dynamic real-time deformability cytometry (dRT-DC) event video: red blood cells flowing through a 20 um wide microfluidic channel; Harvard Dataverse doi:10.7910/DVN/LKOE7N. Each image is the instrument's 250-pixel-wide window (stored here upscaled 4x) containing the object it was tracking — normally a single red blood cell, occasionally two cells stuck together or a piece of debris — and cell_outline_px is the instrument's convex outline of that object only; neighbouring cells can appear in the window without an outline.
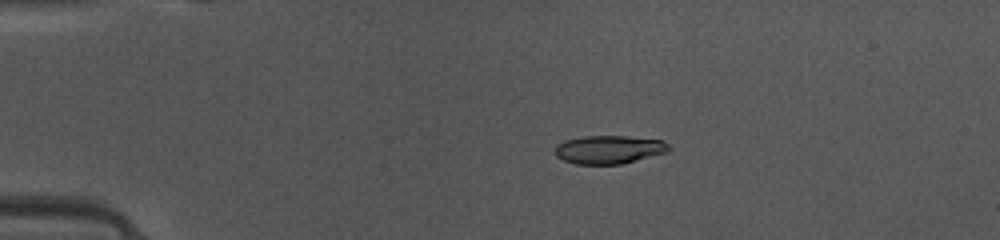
{"species": "common noctule bat (a hibernating species)", "species_latin": "Nyctalus noctula", "temperature_condition": "warm", "stored_images_in_passage": 49, "camera_frame_rate_fps": 3000, "um_per_image_px": 0.085, "animal": {"sex": "female", "body_mass_g": 10.0, "forearm_length_mm": 53.1}, "frame": {"image": 1, "passage_image": 11, "time_ms": 3.333, "image_size_px": [1000, 240], "cell_outline_px": [[672, 148], [664, 152], [636, 160], [620, 164], [576, 164], [564, 160], [556, 156], [552, 152], [556, 144], [564, 140], [584, 136], [628, 136], [664, 140]], "centroid_in_image_um": [51.71, 12.7], "position_along_channel_um": 33.3, "area_um2": 18.84}}
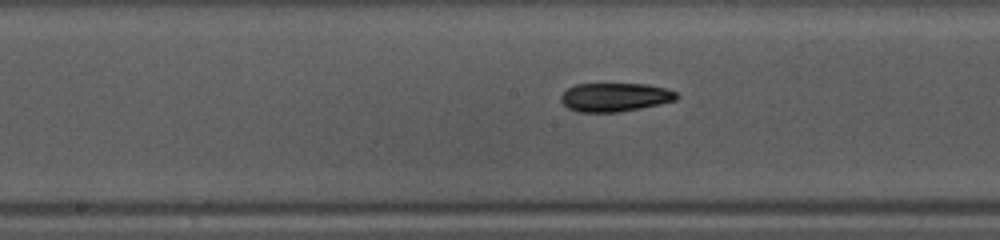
{"frame": {"image": 2, "passage_image": 26, "time_ms": 8.333, "image_size_px": [1000, 240], "cell_outline_px": [[680, 96], [676, 100], [660, 104], [640, 108], [616, 112], [576, 112], [568, 108], [560, 100], [560, 96], [568, 88], [576, 84], [648, 84], [664, 88], [676, 92]], "centroid_in_image_um": [52.26, 8.26], "position_along_channel_um": 195.9, "area_um2": 19.31}}
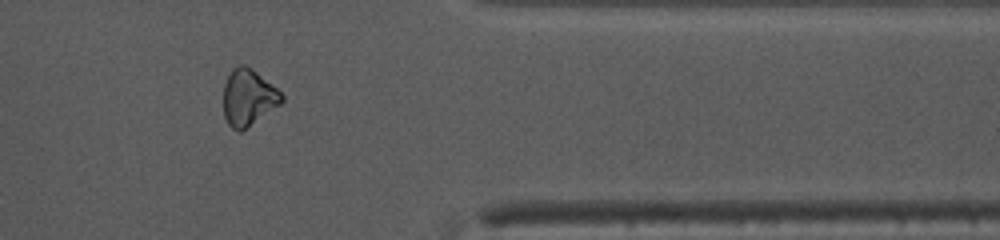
{"frame": {"image": 3, "passage_image": 41, "time_ms": 13.333, "image_size_px": [1000, 240], "cell_outline_px": [[284, 100], [280, 104], [240, 132], [236, 132], [228, 124], [224, 116], [224, 84], [232, 68], [240, 64], [244, 64], [252, 68], [276, 88], [284, 96]], "centroid_in_image_um": [21.09, 8.28], "position_along_channel_um": 390.3, "area_um2": 19.02}, "authors_computed_cell_mechanics": {"area_um2": 19.2474, "velocity_mm_per_s": 4.1348, "shape_relaxation_time_tau1_ms": 4.2809, "shape_relaxation_time_tau2_ms": 3.322, "deformation_change_tau1": 0.1385, "deformation_change_tau2": 0.1069}}